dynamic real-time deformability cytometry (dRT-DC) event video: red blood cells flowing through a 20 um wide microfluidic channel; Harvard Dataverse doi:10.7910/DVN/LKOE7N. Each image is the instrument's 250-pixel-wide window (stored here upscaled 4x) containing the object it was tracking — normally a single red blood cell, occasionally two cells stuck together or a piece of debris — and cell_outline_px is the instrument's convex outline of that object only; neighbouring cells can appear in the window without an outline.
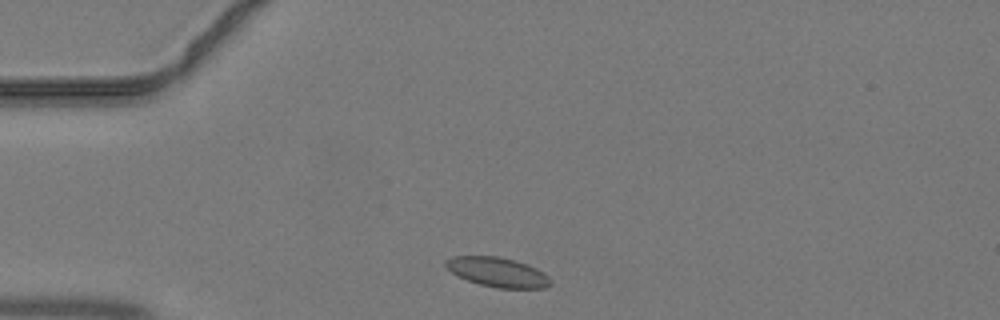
{"species": "common noctule bat (a hibernating species)", "species_latin": "Nyctalus noctula", "temperature_condition": "warm", "stored_images_in_passage": 35, "camera_frame_rate_fps": 3000, "um_per_image_px": 0.085, "animal": {"sex": "male", "body_mass_g": 19.2, "forearm_length_mm": 51.8}, "frame": {"image": 1, "passage_image": 2, "time_ms": 0.333, "image_size_px": [1000, 320], "cell_outline_px": [[552, 284], [544, 288], [496, 288], [480, 284], [468, 280], [452, 272], [444, 264], [444, 260], [452, 256], [496, 256], [516, 260], [528, 264], [544, 272], [552, 280]], "centroid_in_image_um": [42.33, 23.12], "position_along_channel_um": 42.7, "area_um2": 18.09}}
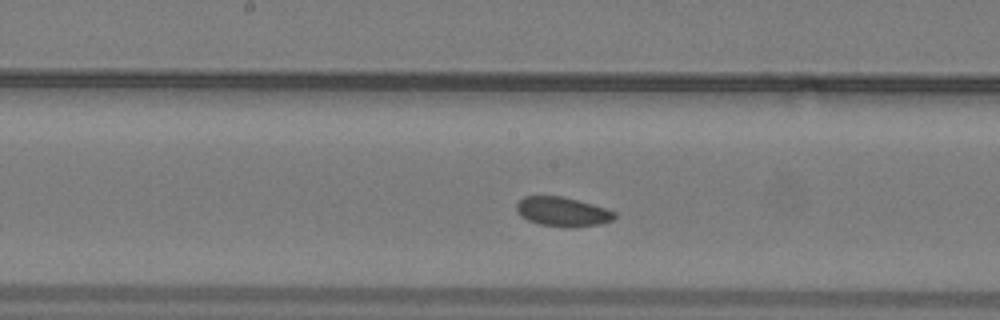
{"frame": {"image": 2, "passage_image": 14, "time_ms": 4.333, "image_size_px": [1000, 320], "cell_outline_px": [[616, 216], [612, 220], [600, 224], [572, 228], [564, 228], [540, 224], [528, 220], [520, 216], [516, 212], [516, 204], [524, 196], [564, 196], [592, 204], [616, 212]], "centroid_in_image_um": [47.8, 18.0], "position_along_channel_um": 200.4, "area_um2": 16.94}}
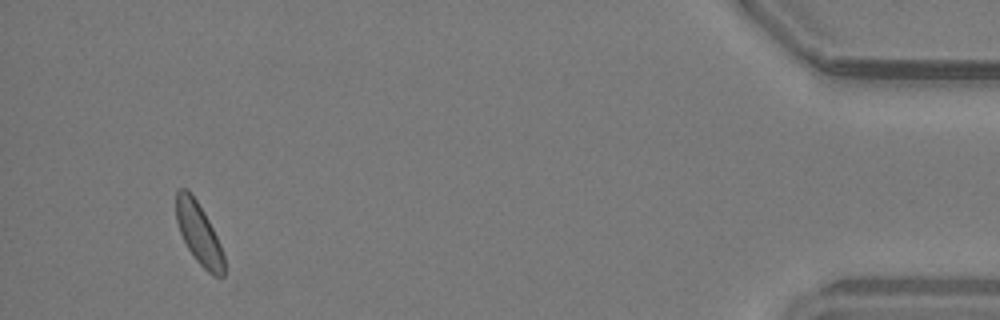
{"frame": {"image": 3, "passage_image": 33, "time_ms": 10.667, "image_size_px": [1000, 320], "cell_outline_px": [[224, 276], [212, 276], [196, 260], [188, 248], [180, 232], [176, 220], [176, 188], [188, 188], [204, 212], [220, 244], [224, 256]], "centroid_in_image_um": [16.89, 19.82], "position_along_channel_um": 418.3, "area_um2": 16.99}}